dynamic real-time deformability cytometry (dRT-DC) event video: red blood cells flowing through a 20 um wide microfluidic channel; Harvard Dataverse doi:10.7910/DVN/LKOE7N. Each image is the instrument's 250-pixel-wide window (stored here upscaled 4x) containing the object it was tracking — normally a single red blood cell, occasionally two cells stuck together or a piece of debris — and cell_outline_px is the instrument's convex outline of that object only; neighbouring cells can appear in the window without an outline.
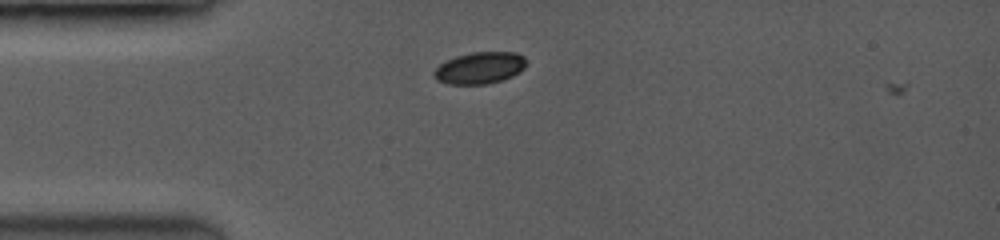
{"species": "common noctule bat (a hibernating species)", "species_latin": "Nyctalus noctula", "temperature_condition": "room temperature", "stored_images_in_passage": 2, "camera_frame_rate_fps": 3500, "um_per_image_px": 0.085, "animal": {"sex": "female", "body_mass_g": 19.0, "forearm_length_mm": 53.3}, "frame": {"image": 1, "passage_image": 1, "time_ms": 0.0, "image_size_px": [1000, 240], "cell_outline_px": [[524, 68], [512, 76], [500, 80], [484, 84], [448, 84], [440, 80], [432, 72], [440, 64], [456, 56], [472, 52], [516, 52], [524, 56]], "centroid_in_image_um": [40.78, 5.76], "position_along_channel_um": 44.2, "area_um2": 16.7}}